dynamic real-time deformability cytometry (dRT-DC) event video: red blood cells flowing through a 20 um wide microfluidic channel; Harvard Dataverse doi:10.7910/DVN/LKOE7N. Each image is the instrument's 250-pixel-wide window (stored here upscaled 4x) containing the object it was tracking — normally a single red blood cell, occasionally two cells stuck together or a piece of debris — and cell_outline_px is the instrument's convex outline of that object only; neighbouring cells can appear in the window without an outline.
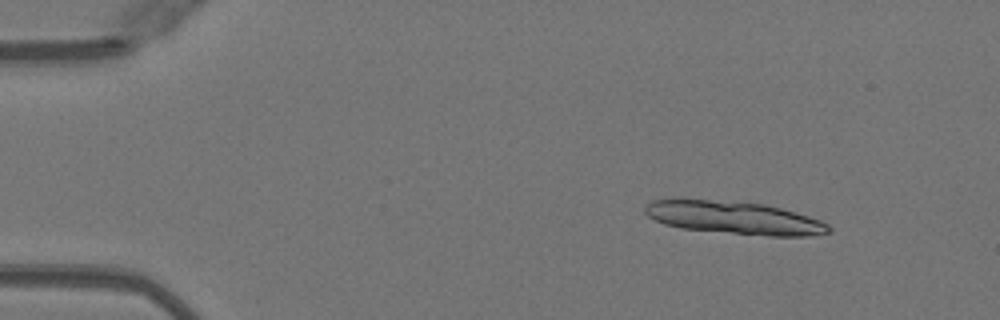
{"species": "Egyptian fruit bat (a non-hibernating species)", "species_latin": "Rousettus aegyptiacus", "temperature_condition": "warm", "stored_images_in_passage": 10, "camera_frame_rate_fps": 3000, "um_per_image_px": 0.085, "animal": {"sex": "female"}, "frame": {"image": 1, "passage_image": 1, "time_ms": 0.0, "image_size_px": [1000, 320], "cell_outline_px": [[832, 232], [808, 236], [768, 236], [680, 228], [664, 224], [648, 216], [644, 212], [644, 208], [652, 200], [708, 200], [764, 204], [796, 212], [820, 220], [828, 224], [832, 228]], "centroid_in_image_um": [62.46, 18.53], "position_along_channel_um": 22.5, "area_um2": 34.68}}